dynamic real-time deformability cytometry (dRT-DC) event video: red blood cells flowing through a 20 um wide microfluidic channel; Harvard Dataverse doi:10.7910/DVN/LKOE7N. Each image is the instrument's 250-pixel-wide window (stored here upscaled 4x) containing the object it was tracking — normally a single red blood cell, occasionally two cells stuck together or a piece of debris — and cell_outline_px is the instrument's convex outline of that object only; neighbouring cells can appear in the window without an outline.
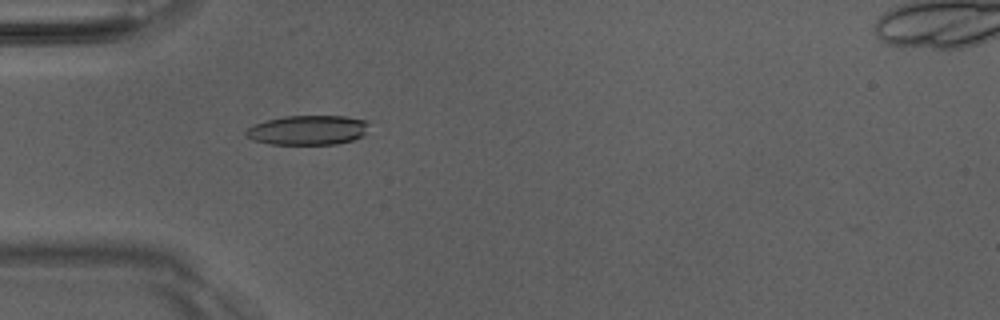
{"species": "Egyptian fruit bat (a non-hibernating species)", "species_latin": "Rousettus aegyptiacus", "temperature_condition": "room temperature", "stored_images_in_passage": 51, "camera_frame_rate_fps": 3000, "um_per_image_px": 0.085, "animal": {"sex": "male"}, "frame": {"image": 1, "passage_image": 16, "time_ms": 5.0, "image_size_px": [1000, 320], "cell_outline_px": [[364, 136], [352, 140], [336, 144], [268, 144], [252, 140], [244, 136], [244, 132], [248, 128], [256, 124], [268, 120], [284, 116], [344, 116], [364, 120]], "centroid_in_image_um": [26.08, 11.07], "position_along_channel_um": 58.9, "area_um2": 20.92}}
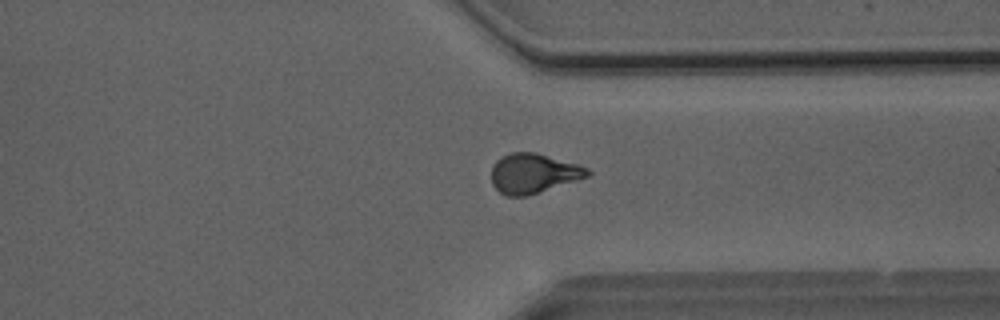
{"frame": {"image": 2, "passage_image": 39, "time_ms": 12.667, "image_size_px": [1000, 320], "cell_outline_px": [[592, 172], [588, 176], [528, 196], [504, 196], [492, 184], [492, 164], [500, 156], [512, 152], [536, 152], [576, 164], [588, 168]], "centroid_in_image_um": [45.3, 14.73], "position_along_channel_um": 366.1, "area_um2": 22.2}}
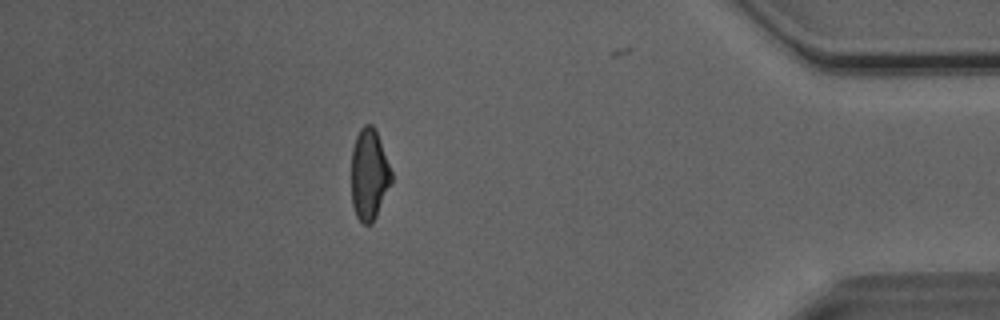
{"frame": {"image": 3, "passage_image": 45, "time_ms": 14.667, "image_size_px": [1000, 320], "cell_outline_px": [[392, 180], [376, 216], [372, 224], [364, 224], [356, 216], [352, 204], [352, 148], [356, 136], [360, 128], [364, 124], [372, 124], [376, 132], [392, 172]], "centroid_in_image_um": [31.36, 14.83], "position_along_channel_um": 403.8, "area_um2": 20.98}, "authors_computed_cell_mechanics": {"area_um2": 21.964, "velocity_mm_per_s": 4.0773, "shape_relaxation_time_tau1_ms": 6.5254, "shape_relaxation_time_tau2_ms": 2.2256, "deformation_change_tau1": 0.198, "deformation_change_tau2": 0.08}}